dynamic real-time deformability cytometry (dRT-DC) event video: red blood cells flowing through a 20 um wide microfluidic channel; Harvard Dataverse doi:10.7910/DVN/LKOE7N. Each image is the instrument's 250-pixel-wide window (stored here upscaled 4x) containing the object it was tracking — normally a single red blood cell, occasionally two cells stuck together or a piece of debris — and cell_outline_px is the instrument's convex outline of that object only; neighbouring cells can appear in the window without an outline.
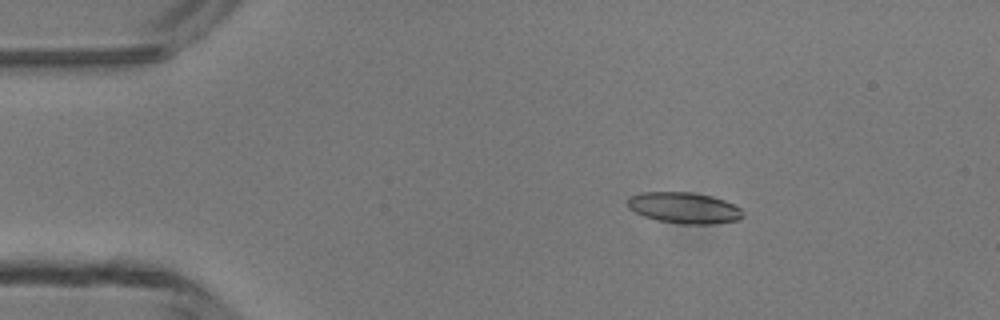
{"species": "common noctule bat (a hibernating species)", "species_latin": "Nyctalus noctula", "temperature_condition": "room temperature", "stored_images_in_passage": 6, "camera_frame_rate_fps": 3000, "um_per_image_px": 0.085, "animal": {"sex": "male", "body_mass_g": 13.3}, "frame": {"image": 1, "passage_image": 3, "time_ms": 2.333, "image_size_px": [1000, 320], "cell_outline_px": [[744, 216], [740, 220], [712, 224], [684, 224], [656, 220], [644, 216], [628, 208], [628, 196], [640, 192], [692, 192], [712, 196], [736, 204], [744, 212]], "centroid_in_image_um": [58.18, 17.66], "position_along_channel_um": 26.8, "area_um2": 21.15}}
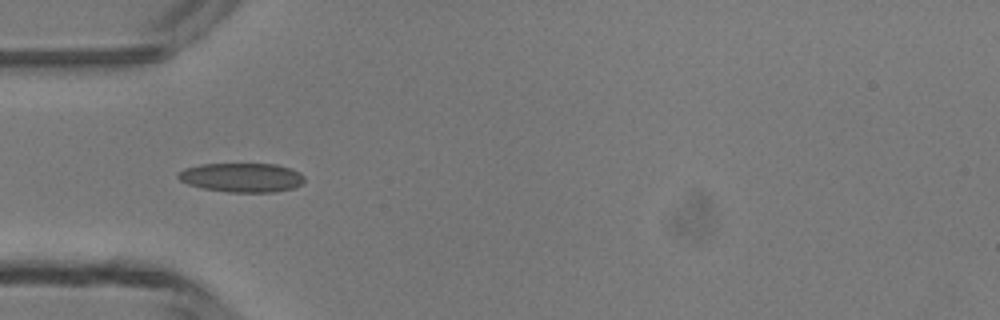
{"frame": {"image": 2, "passage_image": 5, "time_ms": 4.667, "image_size_px": [1000, 320], "cell_outline_px": [[304, 180], [300, 184], [292, 188], [276, 192], [228, 192], [204, 188], [188, 184], [180, 180], [176, 176], [184, 168], [200, 164], [276, 164], [292, 168], [300, 172], [304, 176]], "centroid_in_image_um": [20.56, 15.08], "position_along_channel_um": 64.4, "area_um2": 21.44}}
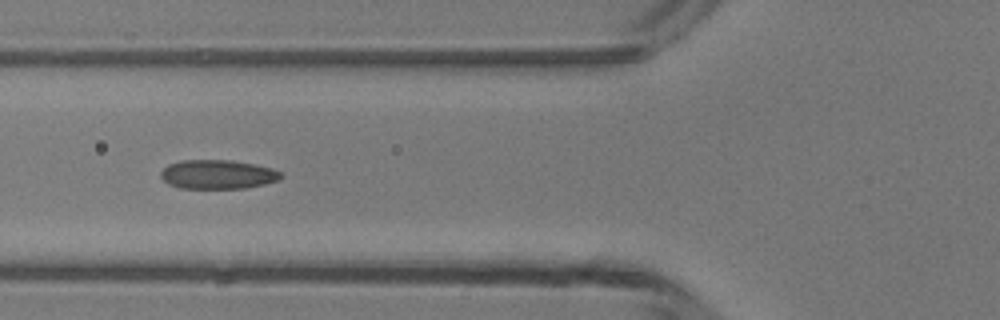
{"frame": {"image": 3, "passage_image": 6, "time_ms": 5.667, "image_size_px": [1000, 320], "cell_outline_px": [[284, 176], [280, 180], [264, 184], [244, 188], [180, 188], [168, 184], [160, 176], [160, 172], [168, 164], [180, 160], [232, 160], [272, 168], [280, 172]], "centroid_in_image_um": [18.5, 14.82], "position_along_channel_um": 107.3, "area_um2": 20.4}}